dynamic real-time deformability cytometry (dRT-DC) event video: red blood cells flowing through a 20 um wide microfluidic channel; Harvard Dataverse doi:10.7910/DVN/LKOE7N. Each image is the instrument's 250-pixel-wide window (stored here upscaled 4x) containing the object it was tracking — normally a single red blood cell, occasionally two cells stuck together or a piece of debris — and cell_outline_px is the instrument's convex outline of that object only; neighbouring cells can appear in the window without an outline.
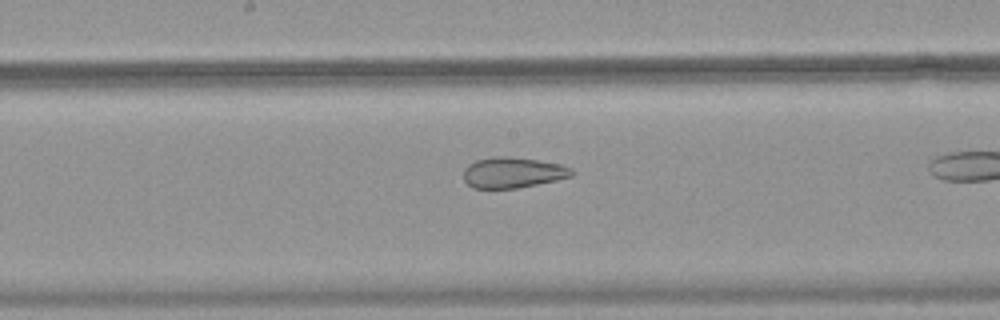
{"species": "common noctule bat (a hibernating species)", "species_latin": "Nyctalus noctula", "temperature_condition": "warm", "stored_images_in_passage": 31, "camera_frame_rate_fps": 3000, "um_per_image_px": 0.085, "animal": {"sex": "female", "body_mass_g": 18.4}, "frame": {"image": 1, "passage_image": 18, "time_ms": 5.667, "image_size_px": [1000, 320], "cell_outline_px": [[576, 172], [572, 176], [556, 180], [516, 188], [472, 188], [464, 180], [464, 168], [468, 164], [476, 160], [492, 156], [508, 156], [536, 160], [560, 164], [572, 168]], "centroid_in_image_um": [43.58, 14.66], "position_along_channel_um": 204.6, "area_um2": 19.36}}